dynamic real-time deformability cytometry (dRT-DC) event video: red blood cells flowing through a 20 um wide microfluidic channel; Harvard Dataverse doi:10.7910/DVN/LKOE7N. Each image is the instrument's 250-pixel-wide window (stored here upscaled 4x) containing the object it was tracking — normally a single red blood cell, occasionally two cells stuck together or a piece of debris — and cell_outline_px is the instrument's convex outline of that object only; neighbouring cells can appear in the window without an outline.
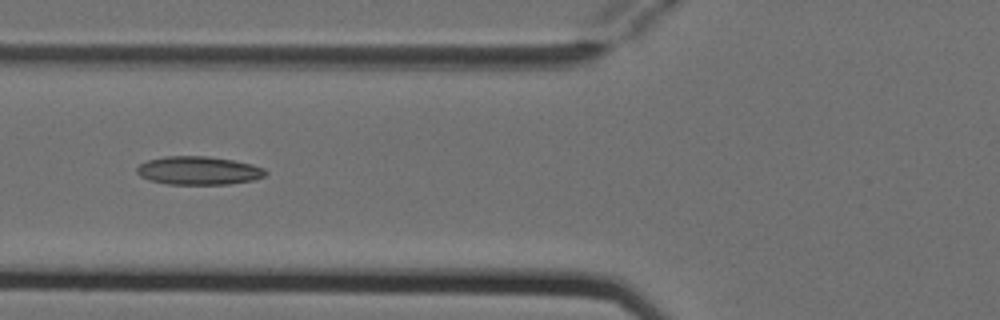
{"species": "Egyptian fruit bat (a non-hibernating species)", "species_latin": "Rousettus aegyptiacus", "temperature_condition": "cold", "stored_images_in_passage": 9, "camera_frame_rate_fps": 3000, "um_per_image_px": 0.085, "animal": {"sex": "female"}, "frame": {"image": 1, "passage_image": 6, "time_ms": 1.667, "image_size_px": [1000, 320], "cell_outline_px": [[268, 172], [264, 176], [252, 180], [228, 184], [168, 184], [148, 180], [140, 176], [136, 172], [136, 168], [140, 164], [148, 160], [164, 156], [208, 156], [232, 160], [252, 164], [264, 168]], "centroid_in_image_um": [16.86, 14.49], "position_along_channel_um": 108.9, "area_um2": 21.27}}
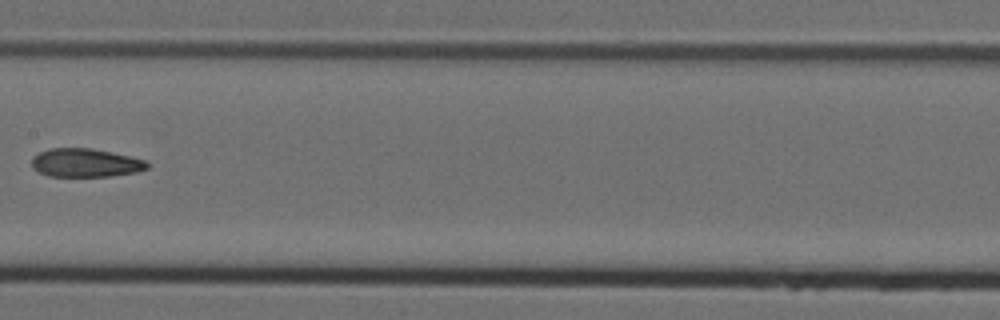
{"frame": {"image": 2, "passage_image": 8, "time_ms": 2.333, "image_size_px": [1000, 320], "cell_outline_px": [[148, 168], [136, 172], [112, 176], [48, 176], [32, 168], [32, 156], [48, 148], [92, 148], [112, 152], [144, 160], [148, 164]], "centroid_in_image_um": [7.23, 13.83], "position_along_channel_um": 200.2, "area_um2": 19.13}}
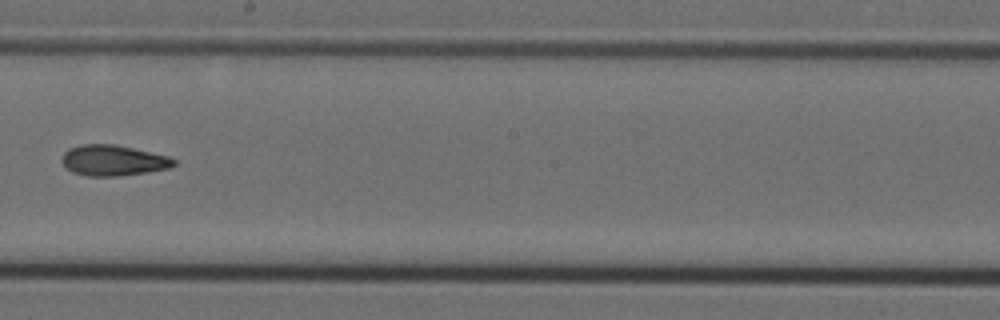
{"frame": {"image": 3, "passage_image": 9, "time_ms": 2.667, "image_size_px": [1000, 320], "cell_outline_px": [[176, 164], [168, 168], [120, 176], [88, 176], [72, 172], [60, 160], [64, 152], [68, 148], [80, 144], [116, 144], [168, 156], [176, 160]], "centroid_in_image_um": [9.59, 13.62], "position_along_channel_um": 238.6, "area_um2": 20.0}}